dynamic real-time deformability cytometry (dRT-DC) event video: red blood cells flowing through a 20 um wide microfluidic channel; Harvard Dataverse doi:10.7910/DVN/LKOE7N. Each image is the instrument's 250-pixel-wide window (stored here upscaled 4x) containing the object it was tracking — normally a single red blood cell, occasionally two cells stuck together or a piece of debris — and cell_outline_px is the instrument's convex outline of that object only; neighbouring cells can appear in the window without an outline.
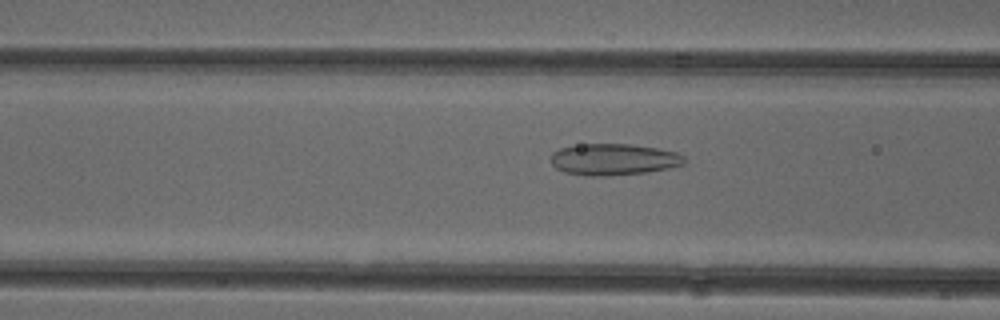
{"species": "common noctule bat (a hibernating species)", "species_latin": "Nyctalus noctula", "temperature_condition": "cold", "stored_images_in_passage": 33, "camera_frame_rate_fps": 3000, "um_per_image_px": 0.085, "animal": {"sex": "female"}, "frame": {"image": 1, "passage_image": 6, "time_ms": 1.667, "image_size_px": [1000, 320], "cell_outline_px": [[684, 164], [668, 168], [648, 172], [604, 176], [588, 176], [564, 172], [556, 168], [552, 164], [552, 152], [560, 148], [584, 144], [628, 144], [656, 148], [676, 152], [684, 156]], "centroid_in_image_um": [52.15, 13.56], "position_along_channel_um": 114.5, "area_um2": 24.33}}
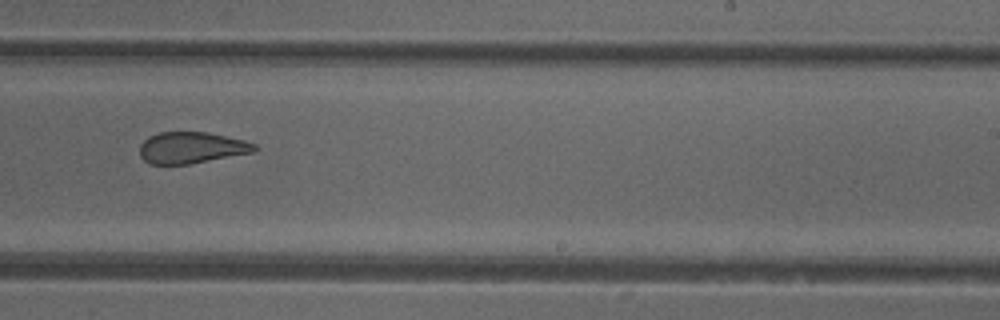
{"frame": {"image": 2, "passage_image": 18, "time_ms": 5.667, "image_size_px": [1000, 320], "cell_outline_px": [[260, 148], [252, 152], [188, 164], [148, 164], [140, 156], [140, 144], [148, 136], [156, 132], [208, 132], [244, 140], [256, 144]], "centroid_in_image_um": [16.25, 12.54], "position_along_channel_um": 272.8, "area_um2": 21.04}}
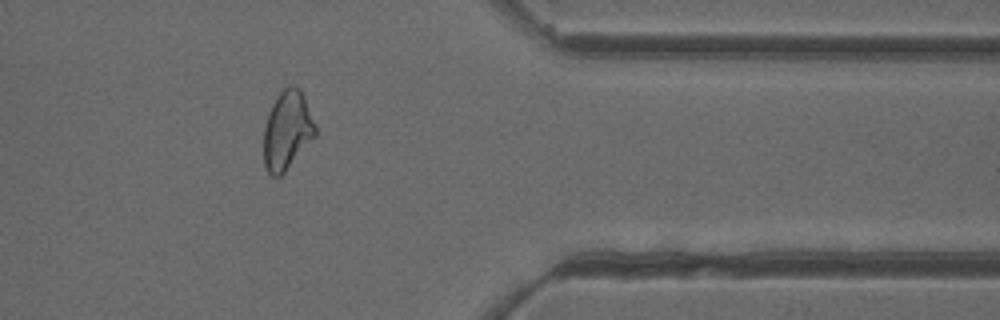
{"frame": {"image": 3, "passage_image": 28, "time_ms": 9.0, "image_size_px": [1000, 320], "cell_outline_px": [[316, 136], [284, 172], [280, 176], [272, 176], [268, 172], [264, 164], [264, 128], [268, 112], [272, 104], [280, 92], [284, 88], [292, 84], [300, 88], [304, 96], [316, 128]], "centroid_in_image_um": [24.4, 11.07], "position_along_channel_um": 387.0, "area_um2": 23.52}, "authors_computed_cell_mechanics": {"area_um2": 22.7154, "velocity_mm_per_s": 3.9555, "shape_relaxation_time_tau1_ms": null, "shape_relaxation_time_tau2_ms": 2.1345, "deformation_change_tau1": null, "deformation_change_tau2": 0.1133}}